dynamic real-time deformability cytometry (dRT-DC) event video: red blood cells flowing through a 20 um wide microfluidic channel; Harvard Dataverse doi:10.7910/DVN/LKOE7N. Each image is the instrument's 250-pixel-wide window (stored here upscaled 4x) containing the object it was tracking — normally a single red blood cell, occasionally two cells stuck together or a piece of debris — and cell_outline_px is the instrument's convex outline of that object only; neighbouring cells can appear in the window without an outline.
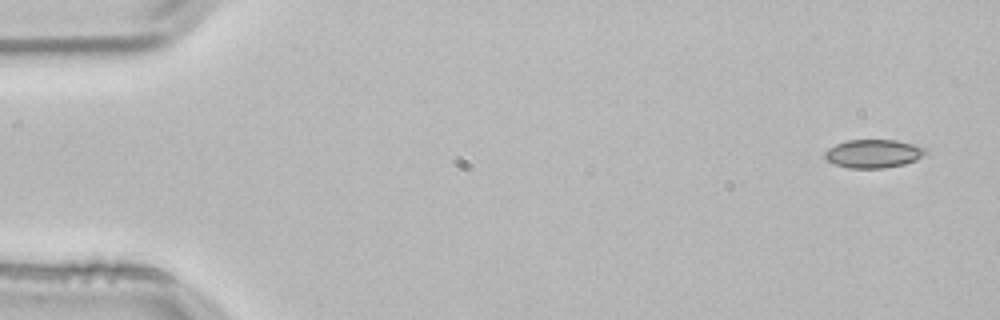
{"species": "common noctule bat (a hibernating species)", "species_latin": "Nyctalus noctula", "temperature_condition": "room temperature", "stored_images_in_passage": 3, "camera_frame_rate_fps": 3000, "um_per_image_px": 0.085, "animal": {"sex": "male", "body_mass_g": 21.5, "forearm_length_mm": 52.0}, "frame": {"image": 1, "passage_image": 1, "time_ms": 0.0, "image_size_px": [1000, 320], "cell_outline_px": [[928, 152], [916, 160], [904, 164], [884, 168], [848, 168], [836, 164], [828, 160], [824, 156], [824, 152], [828, 148], [836, 144], [848, 140], [896, 140], [912, 144], [924, 148]], "centroid_in_image_um": [74.23, 13.06], "position_along_channel_um": 10.8, "area_um2": 16.53}}